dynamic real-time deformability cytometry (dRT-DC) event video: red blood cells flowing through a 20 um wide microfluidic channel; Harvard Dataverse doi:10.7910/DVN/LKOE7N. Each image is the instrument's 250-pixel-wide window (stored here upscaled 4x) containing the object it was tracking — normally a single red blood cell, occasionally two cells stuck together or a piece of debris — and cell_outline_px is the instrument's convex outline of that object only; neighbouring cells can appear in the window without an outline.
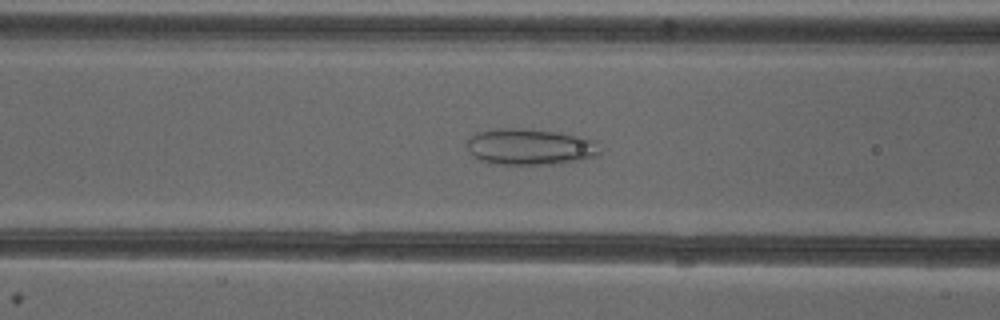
{"species": "common noctule bat (a hibernating species)", "species_latin": "Nyctalus noctula", "temperature_condition": "cold", "stored_images_in_passage": 48, "camera_frame_rate_fps": 3000, "um_per_image_px": 0.085, "animal": {"sex": "female"}, "frame": {"image": 1, "passage_image": 21, "time_ms": 6.667, "image_size_px": [1000, 320], "cell_outline_px": [[600, 156], [584, 160], [556, 164], [496, 164], [480, 160], [472, 156], [468, 152], [468, 140], [476, 132], [496, 128], [524, 128], [556, 132], [580, 136], [596, 140], [600, 152]], "centroid_in_image_um": [45.09, 12.48], "position_along_channel_um": 121.5, "area_um2": 28.44}}